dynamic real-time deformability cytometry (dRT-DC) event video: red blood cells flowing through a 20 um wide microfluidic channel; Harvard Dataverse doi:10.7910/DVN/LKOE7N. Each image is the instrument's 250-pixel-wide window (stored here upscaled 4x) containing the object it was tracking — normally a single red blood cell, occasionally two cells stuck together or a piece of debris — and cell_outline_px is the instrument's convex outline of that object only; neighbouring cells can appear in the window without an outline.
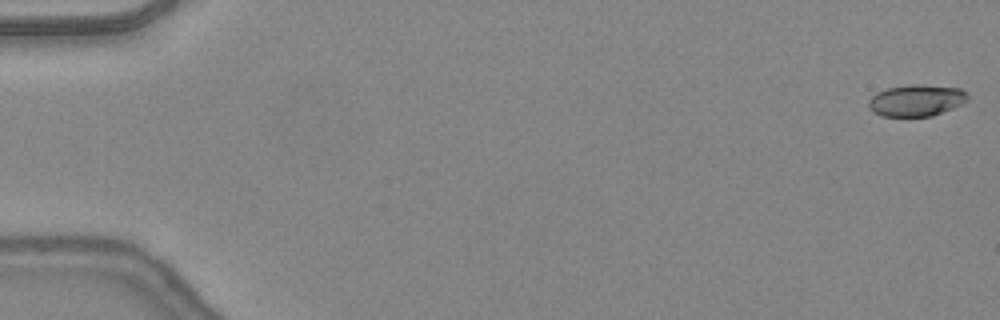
{"species": "common noctule bat (a hibernating species)", "species_latin": "Nyctalus noctula", "temperature_condition": "warm", "stored_images_in_passage": 15, "camera_frame_rate_fps": 3000, "um_per_image_px": 0.085, "animal": {"sex": "female", "body_mass_g": 24.6, "forearm_length_mm": 56.2}, "frame": {"image": 1, "passage_image": 1, "time_ms": 0.0, "image_size_px": [1000, 320], "cell_outline_px": [[968, 100], [952, 108], [932, 116], [880, 116], [872, 112], [868, 108], [868, 100], [876, 92], [888, 88], [908, 84], [920, 84], [960, 88], [968, 92]], "centroid_in_image_um": [77.86, 8.53], "position_along_channel_um": 7.1, "area_um2": 18.44}}
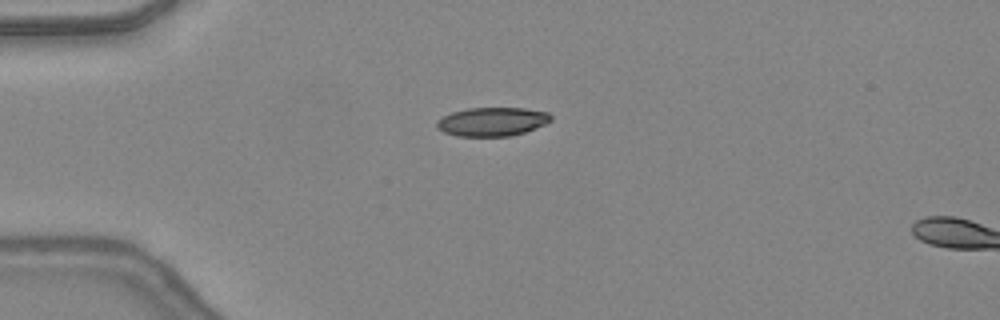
{"frame": {"image": 2, "passage_image": 13, "time_ms": 4.0, "image_size_px": [1000, 320], "cell_outline_px": [[552, 120], [544, 124], [524, 132], [512, 136], [456, 136], [444, 132], [436, 128], [436, 120], [452, 112], [468, 108], [524, 108], [548, 112], [552, 116]], "centroid_in_image_um": [41.81, 10.34], "position_along_channel_um": 43.2, "area_um2": 19.13}}